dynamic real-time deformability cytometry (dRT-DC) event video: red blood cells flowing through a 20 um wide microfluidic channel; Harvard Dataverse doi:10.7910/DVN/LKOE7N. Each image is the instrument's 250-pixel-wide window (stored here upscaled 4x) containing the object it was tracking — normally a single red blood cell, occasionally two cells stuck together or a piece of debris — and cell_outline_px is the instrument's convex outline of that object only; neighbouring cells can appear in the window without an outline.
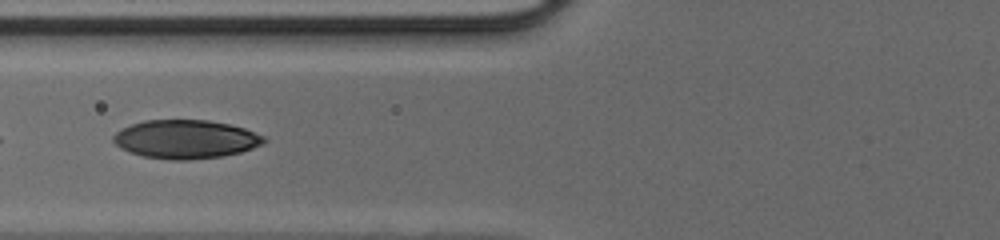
{"species": "human", "species_latin": "Homo sapiens", "temperature_condition": "cold", "stored_images_in_passage": 25, "segment_of_instrument_passage": [2, 2], "camera_frame_rate_fps": 3000, "um_per_image_px": 0.085, "donor": {"sex": "male"}, "frame": {"image": 1, "passage_image": 23, "time_ms": 7.333, "image_size_px": [1000, 240], "cell_outline_px": [[268, 140], [264, 144], [240, 152], [220, 156], [188, 160], [172, 160], [144, 156], [120, 148], [112, 140], [112, 136], [116, 132], [132, 124], [144, 120], [208, 120], [228, 124], [244, 128], [264, 136]], "centroid_in_image_um": [15.79, 11.83], "position_along_channel_um": 110.0, "area_um2": 33.7}}